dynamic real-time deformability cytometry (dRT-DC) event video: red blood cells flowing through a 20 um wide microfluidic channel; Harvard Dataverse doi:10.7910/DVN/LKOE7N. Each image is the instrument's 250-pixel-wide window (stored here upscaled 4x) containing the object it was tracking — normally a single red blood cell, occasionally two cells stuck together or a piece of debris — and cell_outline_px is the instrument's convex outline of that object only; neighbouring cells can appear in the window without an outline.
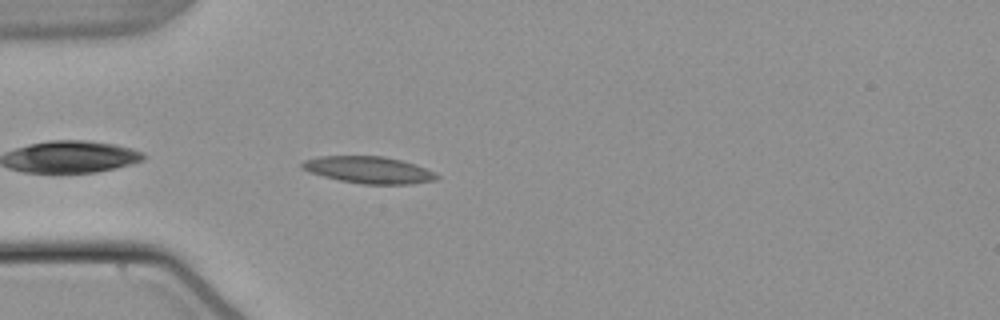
{"species": "common noctule bat (a hibernating species)", "species_latin": "Nyctalus noctula", "temperature_condition": "warm", "stored_images_in_passage": 6, "camera_frame_rate_fps": 3000, "um_per_image_px": 0.085, "animal": {"sex": "male", "body_mass_g": 21.5, "forearm_length_mm": 52.0}, "frame": {"image": 1, "passage_image": 2, "time_ms": 0.333, "image_size_px": [1000, 320], "cell_outline_px": [[440, 176], [436, 180], [408, 184], [364, 184], [340, 180], [308, 172], [300, 168], [300, 164], [304, 160], [320, 156], [380, 156], [400, 160], [416, 164]], "centroid_in_image_um": [31.3, 14.44], "position_along_channel_um": 53.7, "area_um2": 20.92}}